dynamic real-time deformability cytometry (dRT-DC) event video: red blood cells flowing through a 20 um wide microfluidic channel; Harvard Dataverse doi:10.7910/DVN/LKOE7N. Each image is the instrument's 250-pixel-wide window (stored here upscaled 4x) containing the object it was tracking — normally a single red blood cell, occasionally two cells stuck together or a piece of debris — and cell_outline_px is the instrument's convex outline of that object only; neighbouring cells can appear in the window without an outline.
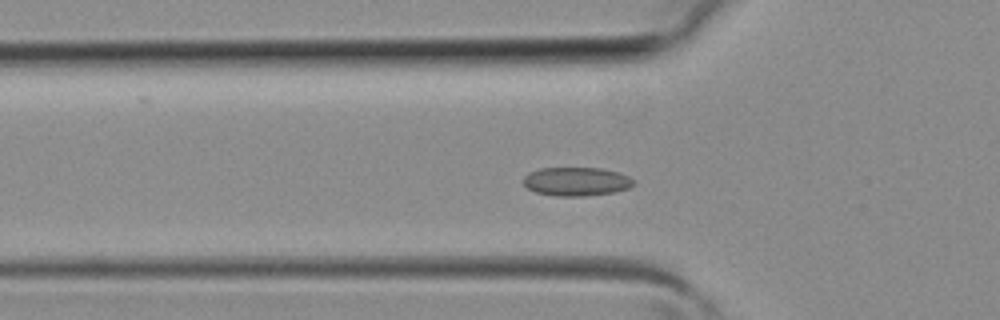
{"species": "common noctule bat (a hibernating species)", "species_latin": "Nyctalus noctula", "temperature_condition": "room temperature", "stored_images_in_passage": 41, "camera_frame_rate_fps": 3000, "um_per_image_px": 0.085, "animal": {"sex": "female", "body_mass_g": 19.3, "forearm_length_mm": 54.1}, "frame": {"image": 1, "passage_image": 13, "time_ms": 4.0, "image_size_px": [1000, 320], "cell_outline_px": [[636, 184], [628, 188], [612, 192], [584, 196], [556, 196], [536, 192], [528, 188], [524, 184], [524, 176], [528, 172], [540, 168], [600, 168], [620, 172], [628, 176]], "centroid_in_image_um": [48.98, 15.42], "position_along_channel_um": 76.8, "area_um2": 18.38}}
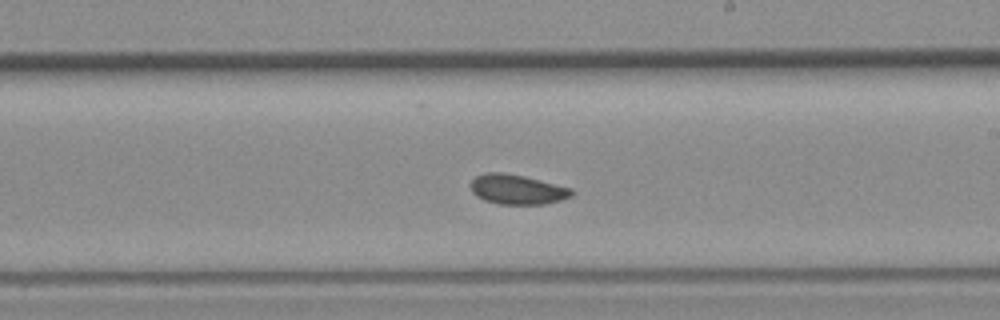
{"frame": {"image": 2, "passage_image": 23, "time_ms": 7.333, "image_size_px": [1000, 320], "cell_outline_px": [[576, 192], [572, 196], [560, 200], [544, 204], [496, 204], [484, 200], [476, 196], [472, 192], [472, 180], [476, 176], [488, 172], [504, 172], [524, 176], [572, 188]], "centroid_in_image_um": [43.98, 16.1], "position_along_channel_um": 245.0, "area_um2": 17.57}}
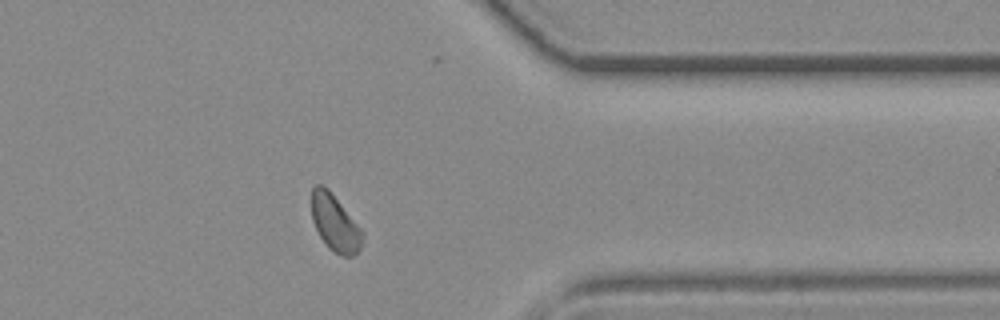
{"frame": {"image": 3, "passage_image": 32, "time_ms": 10.333, "image_size_px": [1000, 320], "cell_outline_px": [[364, 240], [360, 248], [352, 256], [340, 256], [332, 252], [328, 248], [320, 236], [312, 220], [312, 188], [316, 184], [320, 184], [328, 188], [364, 232]], "centroid_in_image_um": [28.48, 18.98], "position_along_channel_um": 382.9, "area_um2": 16.82}}